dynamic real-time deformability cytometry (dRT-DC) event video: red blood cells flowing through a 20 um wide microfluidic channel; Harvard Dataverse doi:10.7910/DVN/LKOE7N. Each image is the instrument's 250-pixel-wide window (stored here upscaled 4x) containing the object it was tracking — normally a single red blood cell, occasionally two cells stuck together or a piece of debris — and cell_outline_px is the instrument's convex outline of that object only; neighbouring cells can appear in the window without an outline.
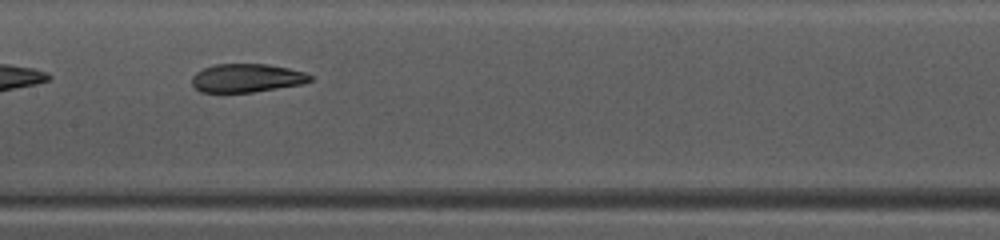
{"species": "common noctule bat (a hibernating species)", "species_latin": "Nyctalus noctula", "temperature_condition": "warm", "stored_images_in_passage": 43, "camera_frame_rate_fps": 3000, "um_per_image_px": 0.085, "animal": {"sex": "female", "body_mass_g": 10.0, "forearm_length_mm": 53.1}, "frame": {"image": 1, "passage_image": 25, "time_ms": 8.0, "image_size_px": [1000, 240], "cell_outline_px": [[312, 80], [304, 84], [252, 92], [200, 92], [192, 84], [192, 76], [196, 72], [204, 68], [216, 64], [268, 64], [288, 68], [304, 72], [312, 76]], "centroid_in_image_um": [20.98, 6.63], "position_along_channel_um": 186.4, "area_um2": 19.59}}
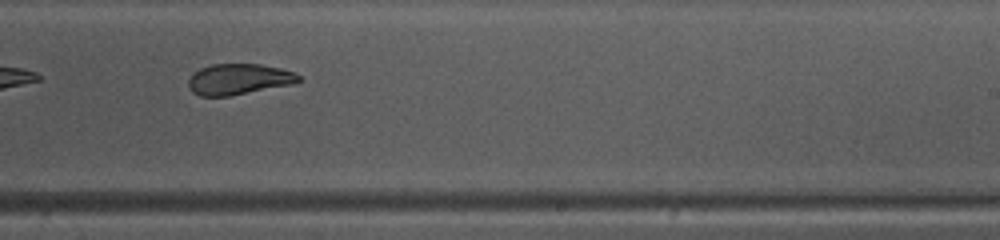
{"frame": {"image": 2, "passage_image": 31, "time_ms": 10.0, "image_size_px": [1000, 240], "cell_outline_px": [[300, 80], [292, 84], [228, 96], [200, 96], [192, 92], [188, 88], [188, 80], [192, 72], [200, 68], [212, 64], [260, 64], [280, 68], [296, 72], [300, 76]], "centroid_in_image_um": [20.25, 6.72], "position_along_channel_um": 268.7, "area_um2": 19.88}, "authors_computed_cell_mechanics": {"area_um2": 22.0218, "velocity_mm_per_s": 4.127, "shape_relaxation_time_tau1_ms": 8.3113, "shape_relaxation_time_tau2_ms": 1.2187, "deformation_change_tau1": 0.2123, "deformation_change_tau2": 0.0684}}